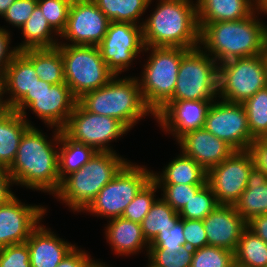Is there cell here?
<instances>
[{
    "label": "cell",
    "instance_id": "2e32d148",
    "mask_svg": "<svg viewBox=\"0 0 267 267\" xmlns=\"http://www.w3.org/2000/svg\"><path fill=\"white\" fill-rule=\"evenodd\" d=\"M110 22L92 0H73L60 37L70 40V45L98 46Z\"/></svg>",
    "mask_w": 267,
    "mask_h": 267
},
{
    "label": "cell",
    "instance_id": "7c38bea8",
    "mask_svg": "<svg viewBox=\"0 0 267 267\" xmlns=\"http://www.w3.org/2000/svg\"><path fill=\"white\" fill-rule=\"evenodd\" d=\"M129 129L118 119L91 113L78 101L62 132L72 141L93 147L97 152H113L108 143Z\"/></svg>",
    "mask_w": 267,
    "mask_h": 267
},
{
    "label": "cell",
    "instance_id": "4316f807",
    "mask_svg": "<svg viewBox=\"0 0 267 267\" xmlns=\"http://www.w3.org/2000/svg\"><path fill=\"white\" fill-rule=\"evenodd\" d=\"M157 174V175H156ZM152 173L157 184H206L207 171L183 152L165 167L163 173Z\"/></svg>",
    "mask_w": 267,
    "mask_h": 267
},
{
    "label": "cell",
    "instance_id": "277c9868",
    "mask_svg": "<svg viewBox=\"0 0 267 267\" xmlns=\"http://www.w3.org/2000/svg\"><path fill=\"white\" fill-rule=\"evenodd\" d=\"M78 102L89 112L118 119L129 130L143 116L153 114L146 106L137 78L115 75L107 84L85 93Z\"/></svg>",
    "mask_w": 267,
    "mask_h": 267
},
{
    "label": "cell",
    "instance_id": "d590c367",
    "mask_svg": "<svg viewBox=\"0 0 267 267\" xmlns=\"http://www.w3.org/2000/svg\"><path fill=\"white\" fill-rule=\"evenodd\" d=\"M157 188H159L157 183L151 178L127 205L122 218L141 224L156 200L154 194Z\"/></svg>",
    "mask_w": 267,
    "mask_h": 267
},
{
    "label": "cell",
    "instance_id": "7bdbcfd3",
    "mask_svg": "<svg viewBox=\"0 0 267 267\" xmlns=\"http://www.w3.org/2000/svg\"><path fill=\"white\" fill-rule=\"evenodd\" d=\"M38 0H16L4 13L3 17L9 24L18 27L19 29L25 24L30 18L35 7L37 6Z\"/></svg>",
    "mask_w": 267,
    "mask_h": 267
},
{
    "label": "cell",
    "instance_id": "4dcf8cb0",
    "mask_svg": "<svg viewBox=\"0 0 267 267\" xmlns=\"http://www.w3.org/2000/svg\"><path fill=\"white\" fill-rule=\"evenodd\" d=\"M234 262L244 267H267V243L246 227L234 251Z\"/></svg>",
    "mask_w": 267,
    "mask_h": 267
},
{
    "label": "cell",
    "instance_id": "11a10c76",
    "mask_svg": "<svg viewBox=\"0 0 267 267\" xmlns=\"http://www.w3.org/2000/svg\"><path fill=\"white\" fill-rule=\"evenodd\" d=\"M6 109L4 103H0V114Z\"/></svg>",
    "mask_w": 267,
    "mask_h": 267
},
{
    "label": "cell",
    "instance_id": "b9f144b4",
    "mask_svg": "<svg viewBox=\"0 0 267 267\" xmlns=\"http://www.w3.org/2000/svg\"><path fill=\"white\" fill-rule=\"evenodd\" d=\"M0 267H31L27 243L0 248Z\"/></svg>",
    "mask_w": 267,
    "mask_h": 267
},
{
    "label": "cell",
    "instance_id": "cb8c5ba5",
    "mask_svg": "<svg viewBox=\"0 0 267 267\" xmlns=\"http://www.w3.org/2000/svg\"><path fill=\"white\" fill-rule=\"evenodd\" d=\"M106 229V239L119 255L136 254L146 246L149 248L139 223L118 217L110 219Z\"/></svg>",
    "mask_w": 267,
    "mask_h": 267
},
{
    "label": "cell",
    "instance_id": "bcb514c9",
    "mask_svg": "<svg viewBox=\"0 0 267 267\" xmlns=\"http://www.w3.org/2000/svg\"><path fill=\"white\" fill-rule=\"evenodd\" d=\"M254 161V167L267 174V140L255 139L249 147Z\"/></svg>",
    "mask_w": 267,
    "mask_h": 267
},
{
    "label": "cell",
    "instance_id": "7dc6e473",
    "mask_svg": "<svg viewBox=\"0 0 267 267\" xmlns=\"http://www.w3.org/2000/svg\"><path fill=\"white\" fill-rule=\"evenodd\" d=\"M77 248L75 246L56 267H86L92 258Z\"/></svg>",
    "mask_w": 267,
    "mask_h": 267
},
{
    "label": "cell",
    "instance_id": "ac0fdd59",
    "mask_svg": "<svg viewBox=\"0 0 267 267\" xmlns=\"http://www.w3.org/2000/svg\"><path fill=\"white\" fill-rule=\"evenodd\" d=\"M212 102L214 101H168L154 116L161 127L178 140L185 133L204 127Z\"/></svg>",
    "mask_w": 267,
    "mask_h": 267
},
{
    "label": "cell",
    "instance_id": "74e56055",
    "mask_svg": "<svg viewBox=\"0 0 267 267\" xmlns=\"http://www.w3.org/2000/svg\"><path fill=\"white\" fill-rule=\"evenodd\" d=\"M233 263V251L207 245L194 250L191 267H230Z\"/></svg>",
    "mask_w": 267,
    "mask_h": 267
},
{
    "label": "cell",
    "instance_id": "f546056e",
    "mask_svg": "<svg viewBox=\"0 0 267 267\" xmlns=\"http://www.w3.org/2000/svg\"><path fill=\"white\" fill-rule=\"evenodd\" d=\"M59 145V174L62 181L67 175L85 166L97 152L93 147L69 139L62 131Z\"/></svg>",
    "mask_w": 267,
    "mask_h": 267
},
{
    "label": "cell",
    "instance_id": "4fadbf2b",
    "mask_svg": "<svg viewBox=\"0 0 267 267\" xmlns=\"http://www.w3.org/2000/svg\"><path fill=\"white\" fill-rule=\"evenodd\" d=\"M254 161L249 150H235L207 171V183L220 205H234L247 187Z\"/></svg>",
    "mask_w": 267,
    "mask_h": 267
},
{
    "label": "cell",
    "instance_id": "83f0119b",
    "mask_svg": "<svg viewBox=\"0 0 267 267\" xmlns=\"http://www.w3.org/2000/svg\"><path fill=\"white\" fill-rule=\"evenodd\" d=\"M34 66L37 76L51 84L65 83L64 62L59 48L28 49L21 52Z\"/></svg>",
    "mask_w": 267,
    "mask_h": 267
},
{
    "label": "cell",
    "instance_id": "44dd1931",
    "mask_svg": "<svg viewBox=\"0 0 267 267\" xmlns=\"http://www.w3.org/2000/svg\"><path fill=\"white\" fill-rule=\"evenodd\" d=\"M31 267H56L75 247L38 225L26 240Z\"/></svg>",
    "mask_w": 267,
    "mask_h": 267
},
{
    "label": "cell",
    "instance_id": "d4e9b609",
    "mask_svg": "<svg viewBox=\"0 0 267 267\" xmlns=\"http://www.w3.org/2000/svg\"><path fill=\"white\" fill-rule=\"evenodd\" d=\"M28 121L12 109L0 114V167L8 168L14 161L24 132L32 126Z\"/></svg>",
    "mask_w": 267,
    "mask_h": 267
},
{
    "label": "cell",
    "instance_id": "8fae6325",
    "mask_svg": "<svg viewBox=\"0 0 267 267\" xmlns=\"http://www.w3.org/2000/svg\"><path fill=\"white\" fill-rule=\"evenodd\" d=\"M77 101L66 83L51 85L39 78L31 92H28L12 110L27 120L25 109L29 107L46 125L62 130Z\"/></svg>",
    "mask_w": 267,
    "mask_h": 267
},
{
    "label": "cell",
    "instance_id": "d6986e66",
    "mask_svg": "<svg viewBox=\"0 0 267 267\" xmlns=\"http://www.w3.org/2000/svg\"><path fill=\"white\" fill-rule=\"evenodd\" d=\"M209 246L235 251L247 222L233 205H219L203 220Z\"/></svg>",
    "mask_w": 267,
    "mask_h": 267
},
{
    "label": "cell",
    "instance_id": "f907efd6",
    "mask_svg": "<svg viewBox=\"0 0 267 267\" xmlns=\"http://www.w3.org/2000/svg\"><path fill=\"white\" fill-rule=\"evenodd\" d=\"M15 1L16 0H0V16L1 17L8 10V7Z\"/></svg>",
    "mask_w": 267,
    "mask_h": 267
},
{
    "label": "cell",
    "instance_id": "603a6c76",
    "mask_svg": "<svg viewBox=\"0 0 267 267\" xmlns=\"http://www.w3.org/2000/svg\"><path fill=\"white\" fill-rule=\"evenodd\" d=\"M196 3L199 29L207 23L242 20L257 10L255 0H197Z\"/></svg>",
    "mask_w": 267,
    "mask_h": 267
},
{
    "label": "cell",
    "instance_id": "9f6ffc18",
    "mask_svg": "<svg viewBox=\"0 0 267 267\" xmlns=\"http://www.w3.org/2000/svg\"><path fill=\"white\" fill-rule=\"evenodd\" d=\"M230 267H244V266H241V265L234 262Z\"/></svg>",
    "mask_w": 267,
    "mask_h": 267
},
{
    "label": "cell",
    "instance_id": "e575fe53",
    "mask_svg": "<svg viewBox=\"0 0 267 267\" xmlns=\"http://www.w3.org/2000/svg\"><path fill=\"white\" fill-rule=\"evenodd\" d=\"M220 204L212 188L206 183L179 212L182 219L203 220L207 215L214 211Z\"/></svg>",
    "mask_w": 267,
    "mask_h": 267
},
{
    "label": "cell",
    "instance_id": "5b68a950",
    "mask_svg": "<svg viewBox=\"0 0 267 267\" xmlns=\"http://www.w3.org/2000/svg\"><path fill=\"white\" fill-rule=\"evenodd\" d=\"M127 162L114 151L96 152L85 166L61 181L56 197L72 210L84 211Z\"/></svg>",
    "mask_w": 267,
    "mask_h": 267
},
{
    "label": "cell",
    "instance_id": "f6af8a7d",
    "mask_svg": "<svg viewBox=\"0 0 267 267\" xmlns=\"http://www.w3.org/2000/svg\"><path fill=\"white\" fill-rule=\"evenodd\" d=\"M10 38V33L3 27H0V79H2L8 64L19 53L17 47L13 50L9 47L8 44H10Z\"/></svg>",
    "mask_w": 267,
    "mask_h": 267
},
{
    "label": "cell",
    "instance_id": "7402d4cb",
    "mask_svg": "<svg viewBox=\"0 0 267 267\" xmlns=\"http://www.w3.org/2000/svg\"><path fill=\"white\" fill-rule=\"evenodd\" d=\"M39 77L33 64L19 52L6 67L1 79V97L5 92L11 98L3 100L6 109H12L28 92Z\"/></svg>",
    "mask_w": 267,
    "mask_h": 267
},
{
    "label": "cell",
    "instance_id": "f5cc1de1",
    "mask_svg": "<svg viewBox=\"0 0 267 267\" xmlns=\"http://www.w3.org/2000/svg\"><path fill=\"white\" fill-rule=\"evenodd\" d=\"M106 264H102L101 262H98V261H93L91 260L86 267H108V266H105Z\"/></svg>",
    "mask_w": 267,
    "mask_h": 267
},
{
    "label": "cell",
    "instance_id": "f35d334b",
    "mask_svg": "<svg viewBox=\"0 0 267 267\" xmlns=\"http://www.w3.org/2000/svg\"><path fill=\"white\" fill-rule=\"evenodd\" d=\"M73 0H38L37 5L40 7L48 24L54 30L56 35H61L64 31L70 5Z\"/></svg>",
    "mask_w": 267,
    "mask_h": 267
},
{
    "label": "cell",
    "instance_id": "6f0895ef",
    "mask_svg": "<svg viewBox=\"0 0 267 267\" xmlns=\"http://www.w3.org/2000/svg\"><path fill=\"white\" fill-rule=\"evenodd\" d=\"M0 103H4L1 97V79H0Z\"/></svg>",
    "mask_w": 267,
    "mask_h": 267
},
{
    "label": "cell",
    "instance_id": "ba28073f",
    "mask_svg": "<svg viewBox=\"0 0 267 267\" xmlns=\"http://www.w3.org/2000/svg\"><path fill=\"white\" fill-rule=\"evenodd\" d=\"M201 46L189 49L179 65L175 90L169 101H214L218 95V63Z\"/></svg>",
    "mask_w": 267,
    "mask_h": 267
},
{
    "label": "cell",
    "instance_id": "5bb4252c",
    "mask_svg": "<svg viewBox=\"0 0 267 267\" xmlns=\"http://www.w3.org/2000/svg\"><path fill=\"white\" fill-rule=\"evenodd\" d=\"M98 48L108 69L118 76L145 48L142 24L111 21Z\"/></svg>",
    "mask_w": 267,
    "mask_h": 267
},
{
    "label": "cell",
    "instance_id": "8992f818",
    "mask_svg": "<svg viewBox=\"0 0 267 267\" xmlns=\"http://www.w3.org/2000/svg\"><path fill=\"white\" fill-rule=\"evenodd\" d=\"M151 54L139 81L142 98L155 115L173 96L182 56L181 47H145ZM141 81V82H140Z\"/></svg>",
    "mask_w": 267,
    "mask_h": 267
},
{
    "label": "cell",
    "instance_id": "30bf717a",
    "mask_svg": "<svg viewBox=\"0 0 267 267\" xmlns=\"http://www.w3.org/2000/svg\"><path fill=\"white\" fill-rule=\"evenodd\" d=\"M152 173L144 166L127 162L84 210L109 220L122 217L127 205L152 178Z\"/></svg>",
    "mask_w": 267,
    "mask_h": 267
},
{
    "label": "cell",
    "instance_id": "6da1fadb",
    "mask_svg": "<svg viewBox=\"0 0 267 267\" xmlns=\"http://www.w3.org/2000/svg\"><path fill=\"white\" fill-rule=\"evenodd\" d=\"M55 130L53 142L34 126L24 132L15 159L7 168L15 184L54 195L58 192L61 185L59 151L53 145L59 144L62 130Z\"/></svg>",
    "mask_w": 267,
    "mask_h": 267
},
{
    "label": "cell",
    "instance_id": "52a82bcc",
    "mask_svg": "<svg viewBox=\"0 0 267 267\" xmlns=\"http://www.w3.org/2000/svg\"><path fill=\"white\" fill-rule=\"evenodd\" d=\"M64 62L65 83L78 100L85 93L101 88L115 75L108 69L98 46L57 45Z\"/></svg>",
    "mask_w": 267,
    "mask_h": 267
},
{
    "label": "cell",
    "instance_id": "9c48e42d",
    "mask_svg": "<svg viewBox=\"0 0 267 267\" xmlns=\"http://www.w3.org/2000/svg\"><path fill=\"white\" fill-rule=\"evenodd\" d=\"M267 87L264 55L233 59L218 65V97L231 103H243Z\"/></svg>",
    "mask_w": 267,
    "mask_h": 267
},
{
    "label": "cell",
    "instance_id": "d6a6232c",
    "mask_svg": "<svg viewBox=\"0 0 267 267\" xmlns=\"http://www.w3.org/2000/svg\"><path fill=\"white\" fill-rule=\"evenodd\" d=\"M110 21L135 25L152 0H92Z\"/></svg>",
    "mask_w": 267,
    "mask_h": 267
},
{
    "label": "cell",
    "instance_id": "1f68e13d",
    "mask_svg": "<svg viewBox=\"0 0 267 267\" xmlns=\"http://www.w3.org/2000/svg\"><path fill=\"white\" fill-rule=\"evenodd\" d=\"M180 219L179 213L167 202L156 199L141 223L143 236L150 243L159 232L171 229Z\"/></svg>",
    "mask_w": 267,
    "mask_h": 267
},
{
    "label": "cell",
    "instance_id": "ee69618b",
    "mask_svg": "<svg viewBox=\"0 0 267 267\" xmlns=\"http://www.w3.org/2000/svg\"><path fill=\"white\" fill-rule=\"evenodd\" d=\"M183 235L186 245L193 250L208 245L205 227L202 220L183 219Z\"/></svg>",
    "mask_w": 267,
    "mask_h": 267
},
{
    "label": "cell",
    "instance_id": "484cf974",
    "mask_svg": "<svg viewBox=\"0 0 267 267\" xmlns=\"http://www.w3.org/2000/svg\"><path fill=\"white\" fill-rule=\"evenodd\" d=\"M233 206L246 222L267 214V174L254 167L249 173L246 189Z\"/></svg>",
    "mask_w": 267,
    "mask_h": 267
},
{
    "label": "cell",
    "instance_id": "ffe728a7",
    "mask_svg": "<svg viewBox=\"0 0 267 267\" xmlns=\"http://www.w3.org/2000/svg\"><path fill=\"white\" fill-rule=\"evenodd\" d=\"M177 141L182 152L206 171L220 164L235 151L227 142L215 137L204 127L185 133Z\"/></svg>",
    "mask_w": 267,
    "mask_h": 267
},
{
    "label": "cell",
    "instance_id": "db71d44e",
    "mask_svg": "<svg viewBox=\"0 0 267 267\" xmlns=\"http://www.w3.org/2000/svg\"><path fill=\"white\" fill-rule=\"evenodd\" d=\"M263 55H264V59H265V63H266V70H267V44H266V47H265Z\"/></svg>",
    "mask_w": 267,
    "mask_h": 267
},
{
    "label": "cell",
    "instance_id": "681fc988",
    "mask_svg": "<svg viewBox=\"0 0 267 267\" xmlns=\"http://www.w3.org/2000/svg\"><path fill=\"white\" fill-rule=\"evenodd\" d=\"M247 227L267 243V214L253 217L247 222Z\"/></svg>",
    "mask_w": 267,
    "mask_h": 267
},
{
    "label": "cell",
    "instance_id": "60d3db41",
    "mask_svg": "<svg viewBox=\"0 0 267 267\" xmlns=\"http://www.w3.org/2000/svg\"><path fill=\"white\" fill-rule=\"evenodd\" d=\"M184 245L186 242L183 235V219L181 218L171 229L159 232L149 243L148 249H176L179 251Z\"/></svg>",
    "mask_w": 267,
    "mask_h": 267
},
{
    "label": "cell",
    "instance_id": "3957f363",
    "mask_svg": "<svg viewBox=\"0 0 267 267\" xmlns=\"http://www.w3.org/2000/svg\"><path fill=\"white\" fill-rule=\"evenodd\" d=\"M142 24L145 47H199L197 4L190 0H160Z\"/></svg>",
    "mask_w": 267,
    "mask_h": 267
},
{
    "label": "cell",
    "instance_id": "9a60e30c",
    "mask_svg": "<svg viewBox=\"0 0 267 267\" xmlns=\"http://www.w3.org/2000/svg\"><path fill=\"white\" fill-rule=\"evenodd\" d=\"M204 128L235 150H248L255 140L250 133L247 114L242 103L224 100L212 102Z\"/></svg>",
    "mask_w": 267,
    "mask_h": 267
},
{
    "label": "cell",
    "instance_id": "8d00e7d4",
    "mask_svg": "<svg viewBox=\"0 0 267 267\" xmlns=\"http://www.w3.org/2000/svg\"><path fill=\"white\" fill-rule=\"evenodd\" d=\"M148 259L154 267H191L194 250L187 245L176 249H147Z\"/></svg>",
    "mask_w": 267,
    "mask_h": 267
},
{
    "label": "cell",
    "instance_id": "836d02e7",
    "mask_svg": "<svg viewBox=\"0 0 267 267\" xmlns=\"http://www.w3.org/2000/svg\"><path fill=\"white\" fill-rule=\"evenodd\" d=\"M242 104L247 114L251 135L255 139H265L267 137V87L259 90Z\"/></svg>",
    "mask_w": 267,
    "mask_h": 267
},
{
    "label": "cell",
    "instance_id": "e0dca14e",
    "mask_svg": "<svg viewBox=\"0 0 267 267\" xmlns=\"http://www.w3.org/2000/svg\"><path fill=\"white\" fill-rule=\"evenodd\" d=\"M45 213L42 206L22 204L16 196L1 205L0 248L26 242Z\"/></svg>",
    "mask_w": 267,
    "mask_h": 267
},
{
    "label": "cell",
    "instance_id": "ab89813d",
    "mask_svg": "<svg viewBox=\"0 0 267 267\" xmlns=\"http://www.w3.org/2000/svg\"><path fill=\"white\" fill-rule=\"evenodd\" d=\"M162 186V199L167 202L176 212H180L187 202L194 196L205 184H157Z\"/></svg>",
    "mask_w": 267,
    "mask_h": 267
},
{
    "label": "cell",
    "instance_id": "7a4b0ae2",
    "mask_svg": "<svg viewBox=\"0 0 267 267\" xmlns=\"http://www.w3.org/2000/svg\"><path fill=\"white\" fill-rule=\"evenodd\" d=\"M254 13L256 11L242 20L205 24L200 29L199 44L204 46L202 49L213 55L219 65L233 59L264 54L267 25L256 19Z\"/></svg>",
    "mask_w": 267,
    "mask_h": 267
},
{
    "label": "cell",
    "instance_id": "816d5d0a",
    "mask_svg": "<svg viewBox=\"0 0 267 267\" xmlns=\"http://www.w3.org/2000/svg\"><path fill=\"white\" fill-rule=\"evenodd\" d=\"M257 11L267 13V0H258L257 2Z\"/></svg>",
    "mask_w": 267,
    "mask_h": 267
},
{
    "label": "cell",
    "instance_id": "f1b7e54d",
    "mask_svg": "<svg viewBox=\"0 0 267 267\" xmlns=\"http://www.w3.org/2000/svg\"><path fill=\"white\" fill-rule=\"evenodd\" d=\"M20 29L25 41L17 47L19 52L28 49L52 48L59 44L51 36L54 30L48 24L38 5Z\"/></svg>",
    "mask_w": 267,
    "mask_h": 267
},
{
    "label": "cell",
    "instance_id": "c3c4849f",
    "mask_svg": "<svg viewBox=\"0 0 267 267\" xmlns=\"http://www.w3.org/2000/svg\"><path fill=\"white\" fill-rule=\"evenodd\" d=\"M10 172L6 167H0V206L6 204L15 195L11 192L10 185L14 184Z\"/></svg>",
    "mask_w": 267,
    "mask_h": 267
}]
</instances>
